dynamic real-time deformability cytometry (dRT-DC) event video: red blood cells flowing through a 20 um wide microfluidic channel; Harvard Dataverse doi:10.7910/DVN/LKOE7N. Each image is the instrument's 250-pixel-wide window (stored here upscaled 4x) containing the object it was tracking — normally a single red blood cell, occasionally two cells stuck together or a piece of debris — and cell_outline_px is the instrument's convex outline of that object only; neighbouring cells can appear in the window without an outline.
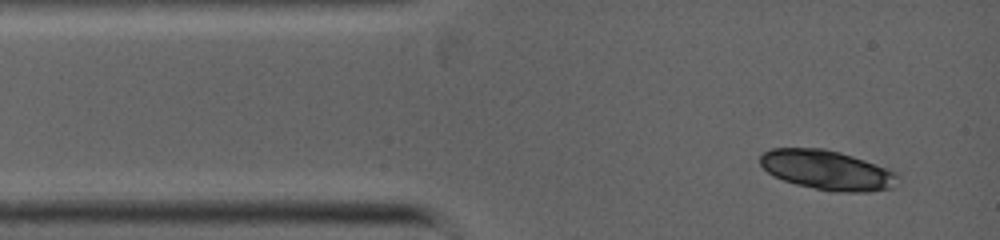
{"species": "common noctule bat (a hibernating species)", "species_latin": "Nyctalus noctula", "temperature_condition": "warm", "stored_images_in_passage": 4, "camera_frame_rate_fps": 5000, "um_per_image_px": 0.085, "animal": {"sex": "female", "body_mass_g": 19.0, "forearm_length_mm": 53.3}, "frame": {"image": 1, "passage_image": 1, "time_ms": 0.0, "image_size_px": [1000, 240], "cell_outline_px": [[900, 176], [892, 188], [868, 192], [836, 192], [796, 184], [772, 176], [760, 164], [760, 152], [772, 148], [824, 148], [840, 152], [864, 160], [896, 172]], "centroid_in_image_um": [70.28, 14.45], "position_along_channel_um": 14.7, "area_um2": 31.73}}